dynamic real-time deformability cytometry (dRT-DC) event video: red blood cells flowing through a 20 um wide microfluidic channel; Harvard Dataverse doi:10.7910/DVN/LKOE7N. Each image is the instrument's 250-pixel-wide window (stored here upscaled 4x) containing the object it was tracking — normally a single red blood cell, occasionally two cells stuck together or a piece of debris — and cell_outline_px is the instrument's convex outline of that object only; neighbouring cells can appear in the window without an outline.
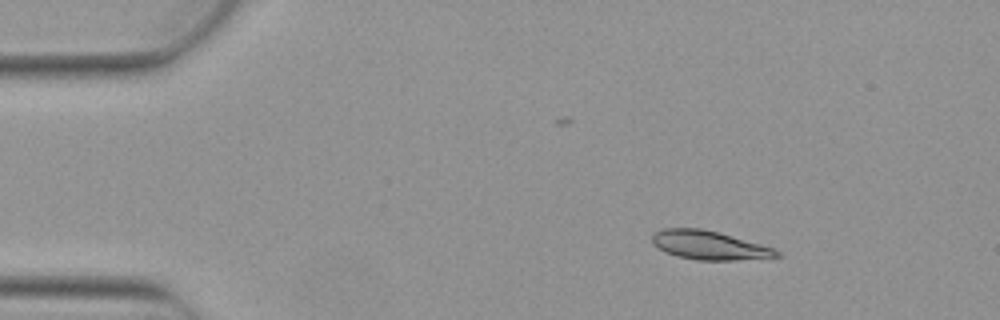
{"species": "Egyptian fruit bat (a non-hibernating species)", "species_latin": "Rousettus aegyptiacus", "temperature_condition": "warm", "stored_images_in_passage": 5, "camera_frame_rate_fps": 3000, "um_per_image_px": 0.085, "animal": {"sex": "female"}, "frame": {"image": 1, "passage_image": 3, "time_ms": 0.667, "image_size_px": [1000, 320], "cell_outline_px": [[784, 256], [736, 260], [696, 260], [676, 256], [664, 252], [656, 248], [652, 244], [652, 236], [660, 228], [700, 228], [716, 232], [776, 248]], "centroid_in_image_um": [60.26, 20.85], "position_along_channel_um": 24.7, "area_um2": 20.98}}
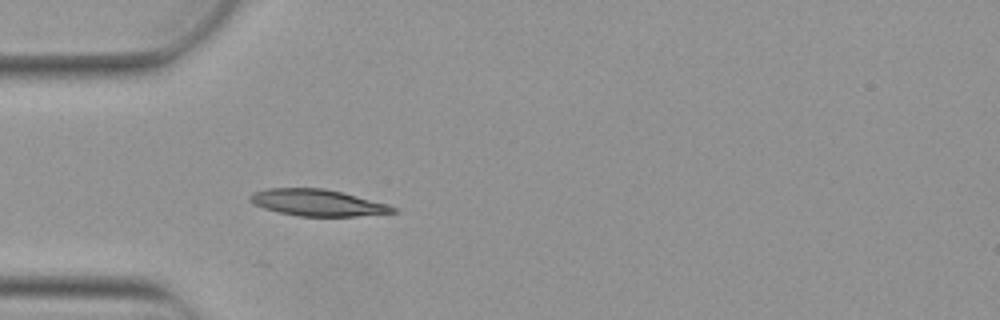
{"frame": {"image": 2, "passage_image": 5, "time_ms": 1.333, "image_size_px": [1000, 320], "cell_outline_px": [[400, 212], [356, 216], [296, 216], [276, 212], [252, 204], [248, 200], [248, 196], [252, 192], [268, 188], [324, 188], [344, 192], [388, 204], [396, 208]], "centroid_in_image_um": [26.96, 17.22], "position_along_channel_um": 58.0, "area_um2": 22.48}}